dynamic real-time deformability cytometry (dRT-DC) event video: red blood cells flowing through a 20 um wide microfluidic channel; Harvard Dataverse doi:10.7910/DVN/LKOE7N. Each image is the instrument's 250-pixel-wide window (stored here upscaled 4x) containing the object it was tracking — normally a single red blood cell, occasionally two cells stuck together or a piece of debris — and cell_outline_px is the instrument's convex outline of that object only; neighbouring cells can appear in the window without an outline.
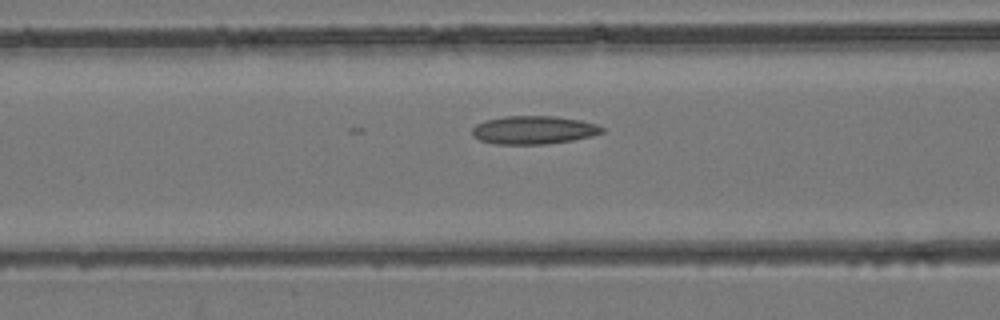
{"species": "common noctule bat (a hibernating species)", "species_latin": "Nyctalus noctula", "temperature_condition": "room temperature", "stored_images_in_passage": 44, "camera_frame_rate_fps": 3000, "um_per_image_px": 0.085, "animal": {"sex": "female", "body_mass_g": 24.6, "forearm_length_mm": 56.2}, "frame": {"image": 1, "passage_image": 18, "time_ms": 5.667, "image_size_px": [1000, 320], "cell_outline_px": [[604, 132], [592, 136], [572, 140], [544, 144], [496, 144], [480, 140], [472, 136], [472, 128], [476, 124], [484, 120], [504, 116], [556, 116], [580, 120], [596, 124], [604, 128]], "centroid_in_image_um": [45.34, 11.04], "position_along_channel_um": 121.3, "area_um2": 21.44}}
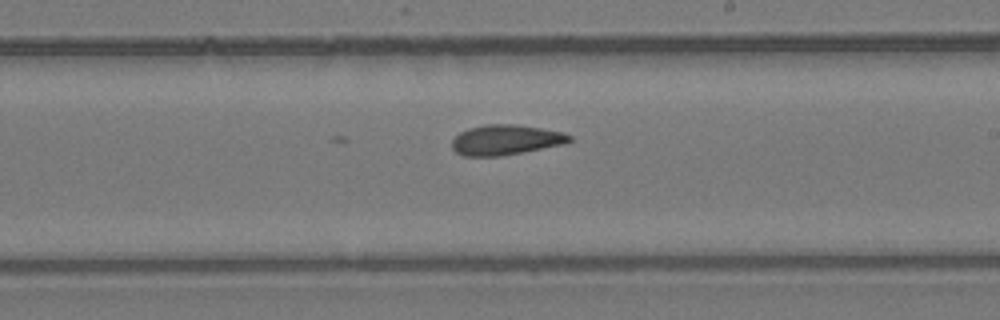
{"frame": {"image": 2, "passage_image": 26, "time_ms": 8.333, "image_size_px": [1000, 320], "cell_outline_px": [[572, 140], [568, 144], [500, 156], [464, 156], [456, 152], [452, 148], [452, 140], [460, 132], [468, 128], [488, 124], [516, 124], [564, 132], [572, 136]], "centroid_in_image_um": [43.02, 11.89], "position_along_channel_um": 246.0, "area_um2": 20.81}}
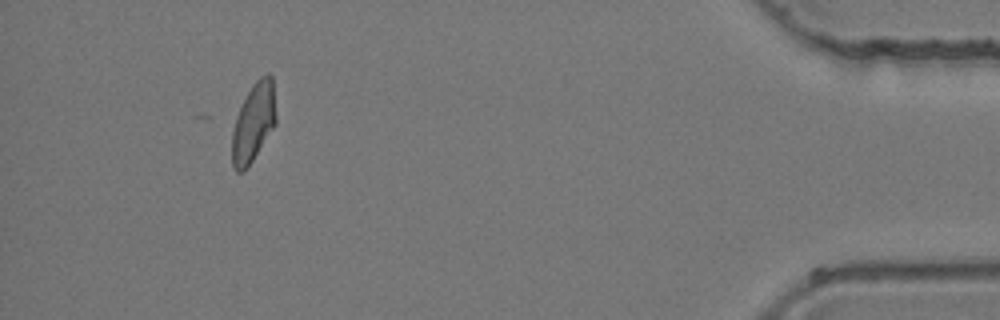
{"frame": {"image": 3, "passage_image": 41, "time_ms": 13.333, "image_size_px": [1000, 320], "cell_outline_px": [[276, 124], [244, 172], [236, 172], [232, 168], [232, 132], [236, 116], [252, 84], [260, 76], [268, 72], [272, 76], [276, 116]], "centroid_in_image_um": [21.54, 10.41], "position_along_channel_um": 413.7, "area_um2": 20.11}}